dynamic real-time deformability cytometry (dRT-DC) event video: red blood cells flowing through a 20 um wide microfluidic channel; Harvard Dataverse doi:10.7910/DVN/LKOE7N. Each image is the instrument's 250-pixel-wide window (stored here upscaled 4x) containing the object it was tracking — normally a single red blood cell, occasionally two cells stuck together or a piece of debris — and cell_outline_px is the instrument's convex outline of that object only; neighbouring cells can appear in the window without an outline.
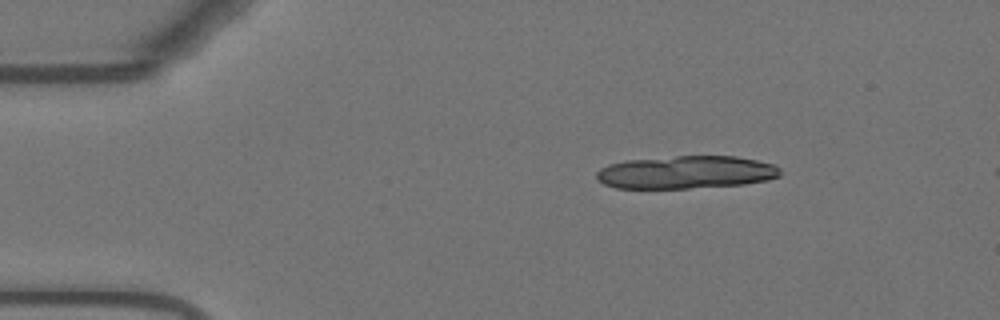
{"species": "Egyptian fruit bat (a non-hibernating species)", "species_latin": "Rousettus aegyptiacus", "temperature_condition": "warm", "stored_images_in_passage": 4, "camera_frame_rate_fps": 3000, "um_per_image_px": 0.085, "animal": {"sex": "female"}, "frame": {"image": 1, "passage_image": 1, "time_ms": 0.0, "image_size_px": [1000, 320], "cell_outline_px": [[780, 176], [768, 180], [744, 184], [688, 188], [616, 188], [604, 184], [596, 180], [596, 172], [600, 168], [608, 164], [624, 160], [676, 156], [736, 156], [776, 164], [780, 168]], "centroid_in_image_um": [58.3, 14.64], "position_along_channel_um": 26.7, "area_um2": 35.43}}